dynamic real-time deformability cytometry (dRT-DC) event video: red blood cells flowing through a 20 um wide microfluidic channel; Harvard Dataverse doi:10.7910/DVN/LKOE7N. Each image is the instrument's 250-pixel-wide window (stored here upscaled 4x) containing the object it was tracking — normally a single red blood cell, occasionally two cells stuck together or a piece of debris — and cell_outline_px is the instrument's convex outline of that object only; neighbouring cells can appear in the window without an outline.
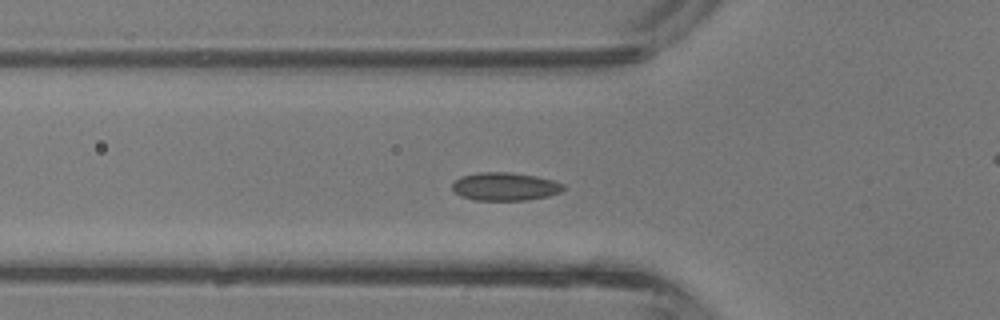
{"species": "common noctule bat (a hibernating species)", "species_latin": "Nyctalus noctula", "temperature_condition": "room temperature", "stored_images_in_passage": 42, "camera_frame_rate_fps": 3000, "um_per_image_px": 0.085, "animal": {"sex": "male", "body_mass_g": 13.3}, "frame": {"image": 1, "passage_image": 13, "time_ms": 4.0, "image_size_px": [1000, 320], "cell_outline_px": [[564, 188], [560, 192], [548, 196], [528, 200], [476, 200], [460, 196], [452, 188], [452, 184], [460, 176], [476, 172], [508, 172], [536, 176], [552, 180], [564, 184]], "centroid_in_image_um": [42.91, 15.85], "position_along_channel_um": 82.9, "area_um2": 18.21}}
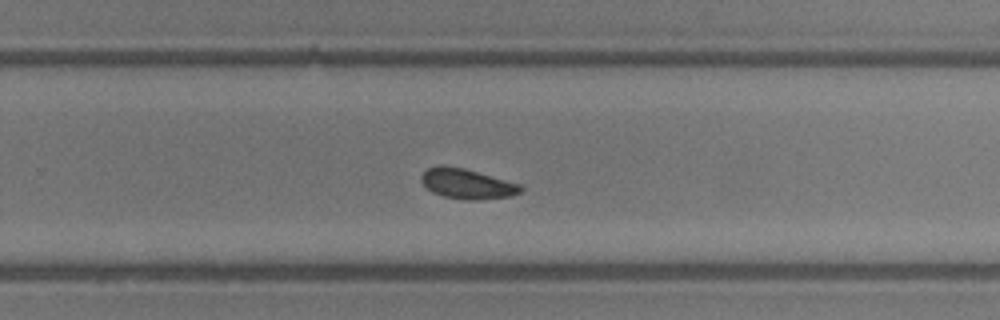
{"frame": {"image": 2, "passage_image": 26, "time_ms": 8.333, "image_size_px": [1000, 320], "cell_outline_px": [[524, 188], [520, 192], [512, 196], [476, 200], [464, 200], [444, 196], [432, 192], [420, 180], [420, 176], [428, 168], [464, 168], [520, 184]], "centroid_in_image_um": [39.75, 15.66], "position_along_channel_um": 290.0, "area_um2": 16.88}}
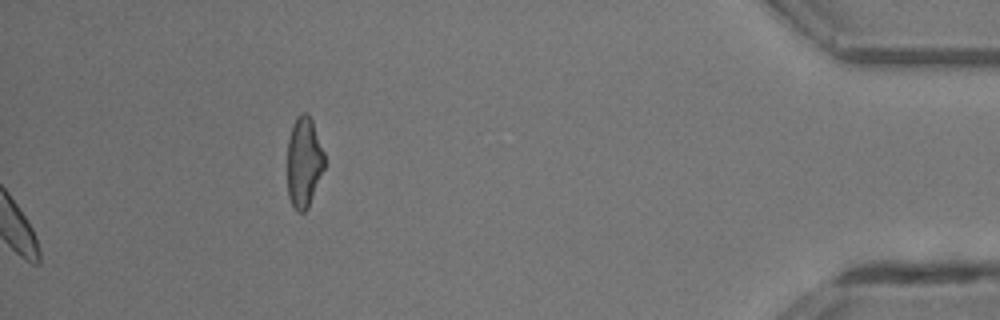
{"frame": {"image": 3, "passage_image": 42, "time_ms": 13.667, "image_size_px": [1000, 320], "cell_outline_px": [[324, 168], [308, 208], [304, 212], [296, 212], [288, 196], [288, 140], [292, 124], [296, 116], [300, 112], [308, 112], [312, 120], [324, 152]], "centroid_in_image_um": [25.83, 13.75], "position_along_channel_um": 409.4, "area_um2": 19.65}, "authors_computed_cell_mechanics": {"area_um2": 17.5712, "velocity_mm_per_s": 4.7891, "shape_relaxation_time_tau1_ms": 2.3104, "shape_relaxation_time_tau2_ms": null, "deformation_change_tau1": 0.0438, "deformation_change_tau2": null}}